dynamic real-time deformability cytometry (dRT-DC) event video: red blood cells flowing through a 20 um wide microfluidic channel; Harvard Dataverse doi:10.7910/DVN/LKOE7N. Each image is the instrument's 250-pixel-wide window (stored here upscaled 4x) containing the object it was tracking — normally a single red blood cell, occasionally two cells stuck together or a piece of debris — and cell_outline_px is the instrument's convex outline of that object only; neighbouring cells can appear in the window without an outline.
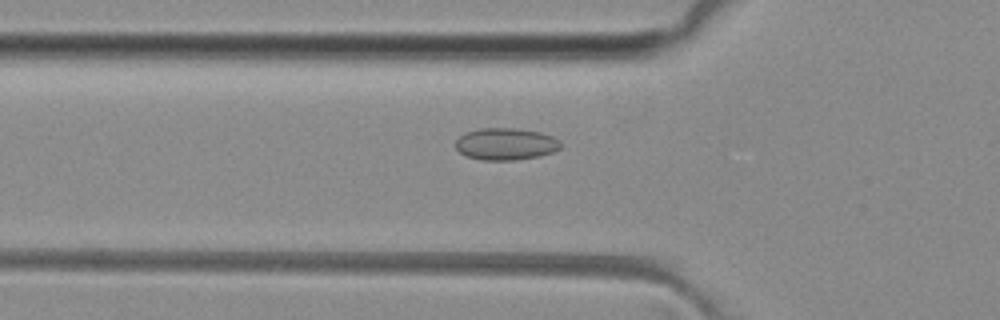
{"species": "common noctule bat (a hibernating species)", "species_latin": "Nyctalus noctula", "temperature_condition": "room temperature", "stored_images_in_passage": 45, "camera_frame_rate_fps": 3000, "um_per_image_px": 0.085, "animal": {"sex": "female", "body_mass_g": 29.2, "forearm_length_mm": 56.3}, "frame": {"image": 1, "passage_image": 13, "time_ms": 4.0, "image_size_px": [1000, 320], "cell_outline_px": [[560, 148], [552, 152], [540, 156], [516, 160], [480, 160], [468, 156], [460, 152], [456, 148], [456, 140], [464, 132], [480, 128], [512, 128], [540, 132], [552, 136], [560, 140]], "centroid_in_image_um": [42.98, 12.24], "position_along_channel_um": 82.8, "area_um2": 19.59}}
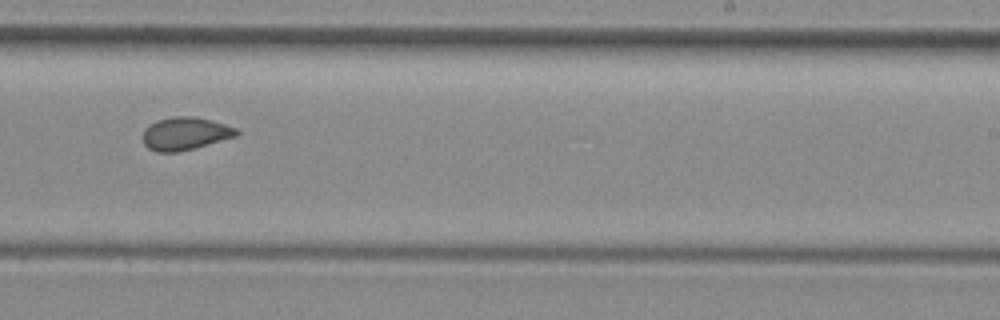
{"frame": {"image": 2, "passage_image": 27, "time_ms": 8.667, "image_size_px": [1000, 320], "cell_outline_px": [[240, 132], [236, 136], [196, 148], [176, 152], [156, 152], [148, 148], [144, 144], [144, 128], [148, 124], [156, 120], [176, 116], [192, 116], [212, 120], [236, 128]], "centroid_in_image_um": [15.73, 11.35], "position_along_channel_um": 273.3, "area_um2": 17.98}}
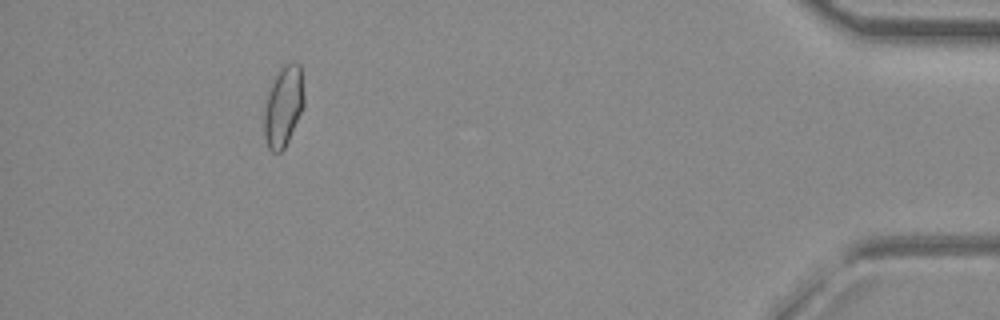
{"frame": {"image": 3, "passage_image": 42, "time_ms": 13.667, "image_size_px": [1000, 320], "cell_outline_px": [[304, 104], [288, 140], [284, 148], [280, 152], [272, 152], [268, 148], [264, 136], [264, 108], [268, 92], [280, 68], [284, 64], [292, 60], [300, 64], [304, 96]], "centroid_in_image_um": [24.08, 9.01], "position_along_channel_um": 411.1, "area_um2": 18.61}}